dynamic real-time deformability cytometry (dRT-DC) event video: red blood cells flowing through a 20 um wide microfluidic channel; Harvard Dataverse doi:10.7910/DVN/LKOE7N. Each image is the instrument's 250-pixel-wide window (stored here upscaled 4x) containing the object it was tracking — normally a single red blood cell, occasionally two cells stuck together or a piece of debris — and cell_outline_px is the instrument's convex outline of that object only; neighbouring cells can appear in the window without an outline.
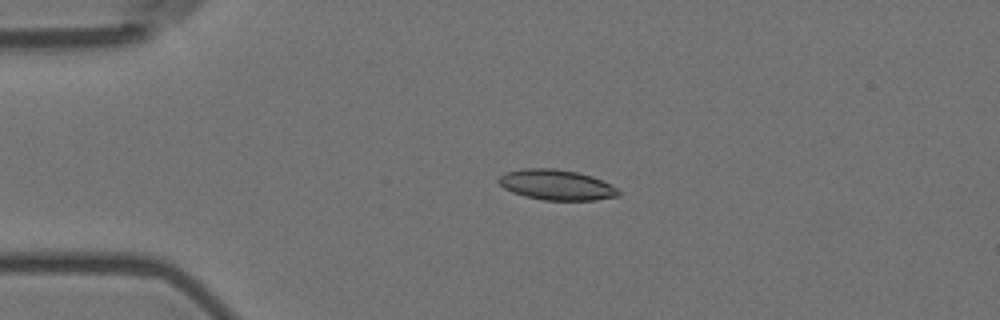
{"species": "Egyptian fruit bat (a non-hibernating species)", "species_latin": "Rousettus aegyptiacus", "temperature_condition": "room temperature", "stored_images_in_passage": 4, "camera_frame_rate_fps": 3000, "um_per_image_px": 0.085, "animal": {"sex": "female"}, "frame": {"image": 1, "passage_image": 3, "time_ms": 3.333, "image_size_px": [1000, 320], "cell_outline_px": [[620, 196], [596, 200], [544, 200], [524, 196], [512, 192], [504, 188], [496, 180], [500, 176], [508, 172], [524, 168], [556, 168], [576, 172], [592, 176], [612, 184], [620, 192]], "centroid_in_image_um": [47.32, 15.71], "position_along_channel_um": 37.7, "area_um2": 21.27}}